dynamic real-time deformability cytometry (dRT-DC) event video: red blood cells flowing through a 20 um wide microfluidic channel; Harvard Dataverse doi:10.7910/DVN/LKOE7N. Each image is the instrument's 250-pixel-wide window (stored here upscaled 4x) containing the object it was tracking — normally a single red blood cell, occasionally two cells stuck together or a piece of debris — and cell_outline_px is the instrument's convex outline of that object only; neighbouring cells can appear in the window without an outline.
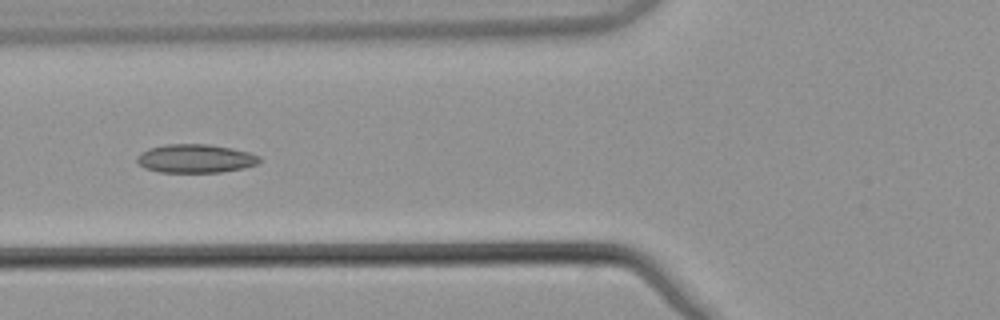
{"species": "common noctule bat (a hibernating species)", "species_latin": "Nyctalus noctula", "temperature_condition": "warm", "stored_images_in_passage": 6, "camera_frame_rate_fps": 3000, "um_per_image_px": 0.085, "animal": {"sex": "male", "body_mass_g": 21.5, "forearm_length_mm": 52.0}, "frame": {"image": 1, "passage_image": 6, "time_ms": 1.667, "image_size_px": [1000, 320], "cell_outline_px": [[260, 160], [256, 164], [244, 168], [220, 172], [160, 172], [144, 168], [136, 160], [136, 156], [140, 152], [148, 148], [168, 144], [208, 144], [232, 148], [248, 152], [260, 156]], "centroid_in_image_um": [16.59, 13.47], "position_along_channel_um": 109.2, "area_um2": 20.4}}